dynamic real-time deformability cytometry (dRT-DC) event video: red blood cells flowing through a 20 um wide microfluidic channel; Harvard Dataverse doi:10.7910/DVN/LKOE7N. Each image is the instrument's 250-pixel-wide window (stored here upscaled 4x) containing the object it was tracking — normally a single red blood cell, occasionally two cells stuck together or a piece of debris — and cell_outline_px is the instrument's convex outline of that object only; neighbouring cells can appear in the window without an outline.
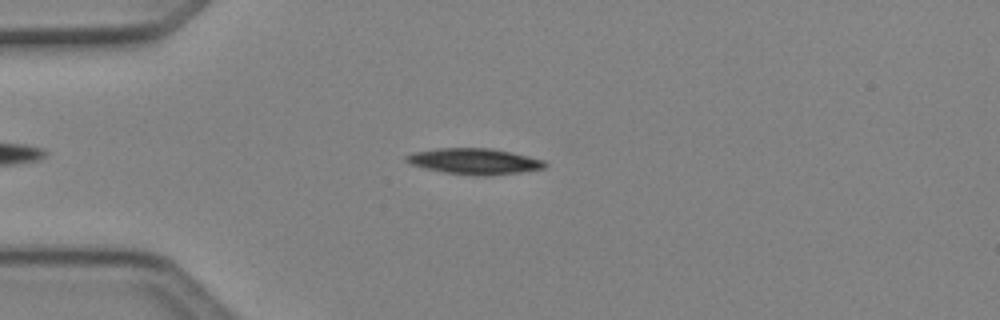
{"species": "Egyptian fruit bat (a non-hibernating species)", "species_latin": "Rousettus aegyptiacus", "temperature_condition": "cold", "stored_images_in_passage": 5, "camera_frame_rate_fps": 3000, "um_per_image_px": 0.085, "animal": {"sex": "female"}, "frame": {"image": 1, "passage_image": 2, "time_ms": 0.333, "image_size_px": [1000, 320], "cell_outline_px": [[548, 164], [544, 168], [520, 172], [488, 176], [472, 176], [444, 172], [424, 168], [412, 164], [404, 160], [404, 156], [412, 152], [436, 148], [492, 148], [512, 152], [544, 160]], "centroid_in_image_um": [40.31, 13.71], "position_along_channel_um": 44.7, "area_um2": 21.15}}
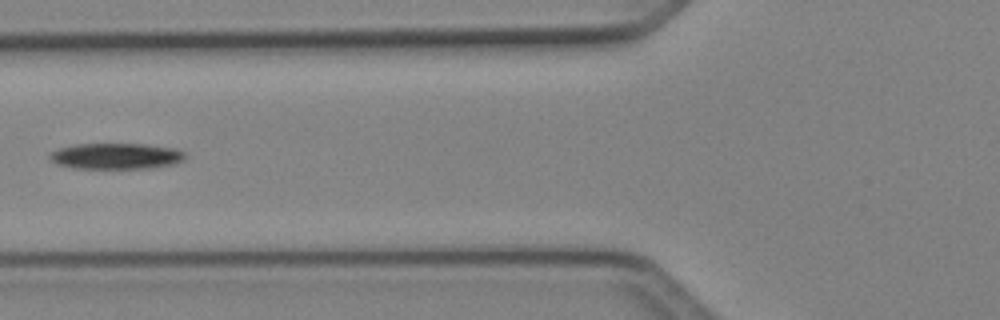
{"frame": {"image": 2, "passage_image": 4, "time_ms": 1.0, "image_size_px": [1000, 320], "cell_outline_px": [[184, 160], [176, 164], [156, 168], [76, 168], [56, 164], [48, 156], [52, 152], [60, 148], [76, 144], [144, 144], [176, 148], [184, 152]], "centroid_in_image_um": [9.92, 13.27], "position_along_channel_um": 115.9, "area_um2": 20.52}}
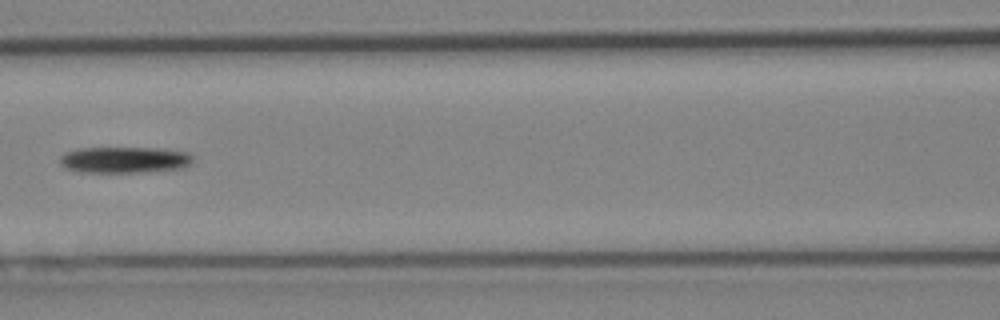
{"frame": {"image": 3, "passage_image": 5, "time_ms": 1.333, "image_size_px": [1000, 320], "cell_outline_px": [[192, 160], [188, 164], [180, 168], [144, 172], [80, 172], [64, 168], [60, 164], [60, 156], [64, 152], [80, 148], [160, 148], [188, 152], [192, 156]], "centroid_in_image_um": [10.52, 13.58], "position_along_channel_um": 156.1, "area_um2": 20.35}}